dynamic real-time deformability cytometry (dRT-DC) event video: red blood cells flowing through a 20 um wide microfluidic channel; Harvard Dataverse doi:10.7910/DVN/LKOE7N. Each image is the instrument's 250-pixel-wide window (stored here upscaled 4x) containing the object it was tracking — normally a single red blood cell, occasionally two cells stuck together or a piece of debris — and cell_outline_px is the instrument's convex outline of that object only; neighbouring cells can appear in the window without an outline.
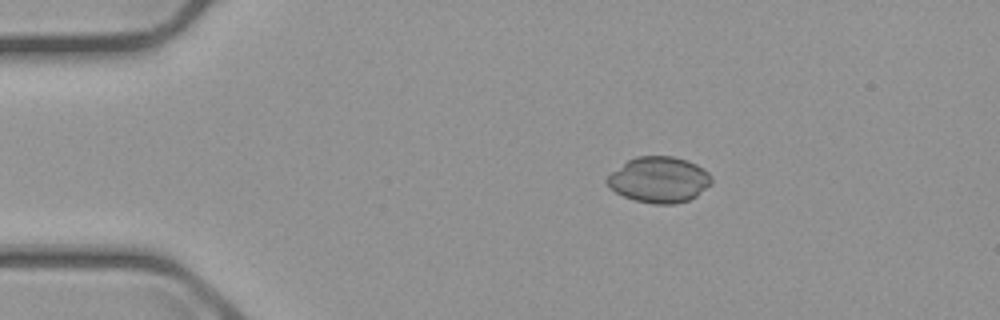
{"species": "common noctule bat (a hibernating species)", "species_latin": "Nyctalus noctula", "temperature_condition": "cold", "stored_images_in_passage": 5, "camera_frame_rate_fps": 3000, "um_per_image_px": 0.085, "animal": {"sex": "male", "body_mass_g": 23.1, "forearm_length_mm": 52.7}, "frame": {"image": 1, "passage_image": 3, "time_ms": 2.667, "image_size_px": [1000, 320], "cell_outline_px": [[712, 184], [696, 196], [688, 200], [676, 204], [652, 204], [636, 200], [624, 196], [616, 192], [604, 180], [612, 172], [628, 160], [636, 156], [672, 156], [696, 164], [708, 172], [712, 176]], "centroid_in_image_um": [56.04, 15.28], "position_along_channel_um": 29.0, "area_um2": 27.74}}